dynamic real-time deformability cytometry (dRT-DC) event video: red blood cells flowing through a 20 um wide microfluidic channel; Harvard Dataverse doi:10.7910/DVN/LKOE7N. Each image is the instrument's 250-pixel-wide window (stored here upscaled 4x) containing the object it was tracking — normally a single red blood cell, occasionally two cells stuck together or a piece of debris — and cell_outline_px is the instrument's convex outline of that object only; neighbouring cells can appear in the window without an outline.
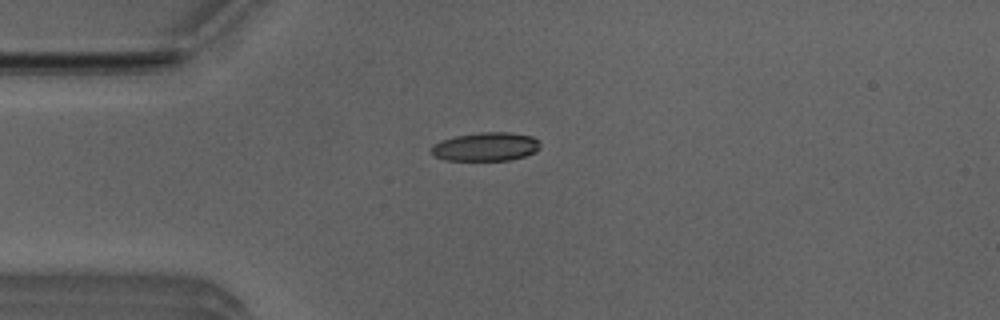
{"species": "Egyptian fruit bat (a non-hibernating species)", "species_latin": "Rousettus aegyptiacus", "temperature_condition": "room temperature", "stored_images_in_passage": 7, "camera_frame_rate_fps": 3000, "um_per_image_px": 0.085, "animal": {"sex": "male"}, "frame": {"image": 1, "passage_image": 4, "time_ms": 1.0, "image_size_px": [1000, 320], "cell_outline_px": [[540, 148], [536, 152], [524, 156], [508, 160], [444, 160], [432, 156], [432, 144], [440, 140], [456, 136], [480, 132], [508, 132], [532, 136], [540, 144]], "centroid_in_image_um": [41.26, 12.47], "position_along_channel_um": 43.7, "area_um2": 18.21}}